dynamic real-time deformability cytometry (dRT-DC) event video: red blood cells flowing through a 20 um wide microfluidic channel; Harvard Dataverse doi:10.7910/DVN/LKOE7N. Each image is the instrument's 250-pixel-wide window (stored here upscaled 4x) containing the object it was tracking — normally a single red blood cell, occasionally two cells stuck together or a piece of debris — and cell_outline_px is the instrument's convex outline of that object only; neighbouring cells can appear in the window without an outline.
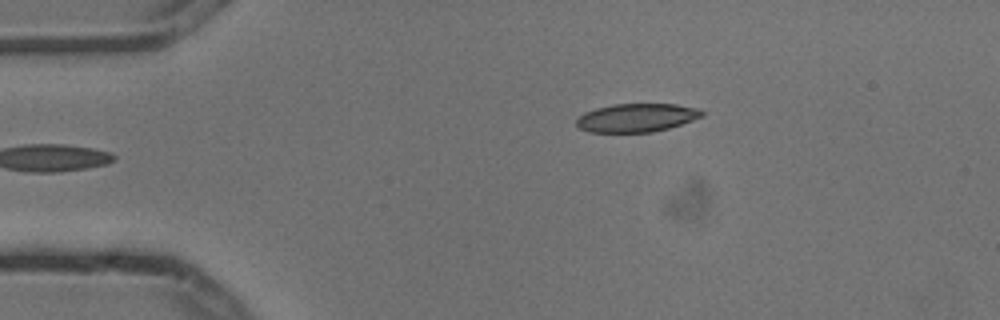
{"species": "common noctule bat (a hibernating species)", "species_latin": "Nyctalus noctula", "temperature_condition": "cold", "stored_images_in_passage": 3, "camera_frame_rate_fps": 3000, "um_per_image_px": 0.085, "animal": {"sex": "male", "body_mass_g": 13.3}, "frame": {"image": 1, "passage_image": 1, "time_ms": 0.0, "image_size_px": [1000, 320], "cell_outline_px": [[704, 116], [668, 128], [652, 132], [588, 132], [580, 128], [576, 124], [576, 120], [584, 112], [596, 108], [612, 104], [676, 104], [700, 108], [704, 112]], "centroid_in_image_um": [54.12, 10.0], "position_along_channel_um": 30.9, "area_um2": 20.81}}
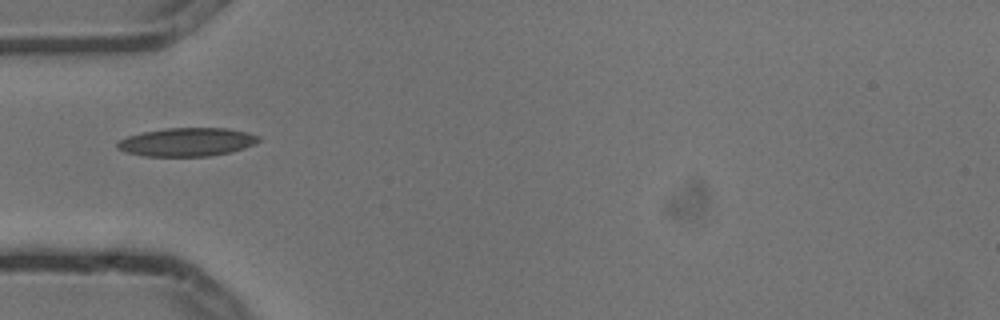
{"frame": {"image": 2, "passage_image": 3, "time_ms": 0.667, "image_size_px": [1000, 320], "cell_outline_px": [[260, 140], [256, 144], [244, 148], [228, 152], [208, 156], [144, 156], [128, 152], [116, 148], [116, 144], [120, 140], [128, 136], [144, 132], [164, 128], [228, 128], [248, 132], [260, 136]], "centroid_in_image_um": [15.92, 12.06], "position_along_channel_um": 69.1, "area_um2": 23.35}}